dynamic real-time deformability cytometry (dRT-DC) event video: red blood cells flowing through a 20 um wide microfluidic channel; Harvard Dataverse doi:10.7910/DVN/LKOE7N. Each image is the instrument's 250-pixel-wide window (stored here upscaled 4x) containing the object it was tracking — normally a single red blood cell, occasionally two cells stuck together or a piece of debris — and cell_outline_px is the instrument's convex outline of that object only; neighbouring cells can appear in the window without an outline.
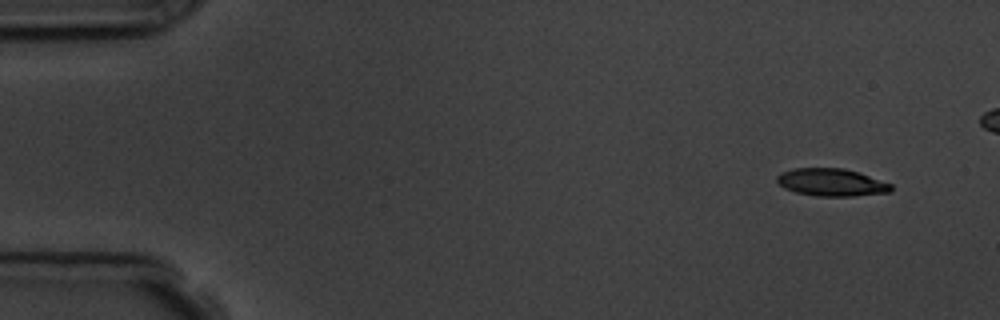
{"species": "common noctule bat (a hibernating species)", "species_latin": "Nyctalus noctula", "temperature_condition": "room temperature", "stored_images_in_passage": 6, "camera_frame_rate_fps": 3000, "um_per_image_px": 0.085, "animal": {"sex": "male", "body_mass_g": 19.5, "forearm_length_mm": 54.6}, "frame": {"image": 1, "passage_image": 1, "time_ms": 0.0, "image_size_px": [1000, 320], "cell_outline_px": [[892, 192], [852, 196], [816, 196], [796, 192], [784, 188], [776, 180], [776, 176], [780, 172], [792, 168], [844, 168], [892, 184]], "centroid_in_image_um": [70.64, 15.5], "position_along_channel_um": 14.4, "area_um2": 18.26}}